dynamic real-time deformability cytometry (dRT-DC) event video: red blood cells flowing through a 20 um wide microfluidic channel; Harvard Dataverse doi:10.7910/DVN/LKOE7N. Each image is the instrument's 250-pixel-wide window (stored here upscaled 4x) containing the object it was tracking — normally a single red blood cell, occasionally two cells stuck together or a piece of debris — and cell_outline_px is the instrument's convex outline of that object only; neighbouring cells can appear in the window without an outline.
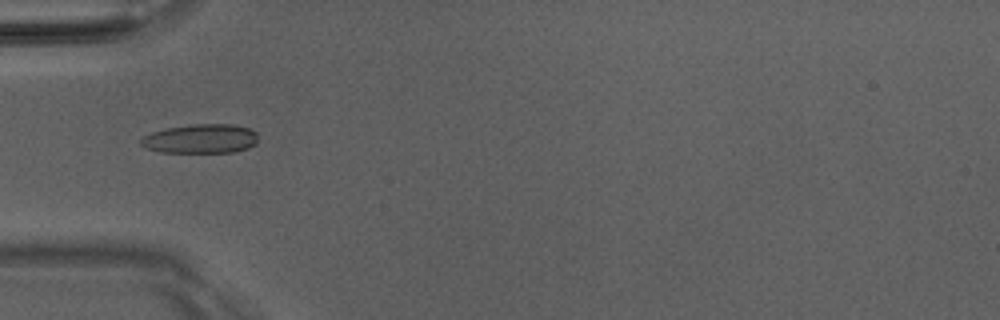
{"species": "Egyptian fruit bat (a non-hibernating species)", "species_latin": "Rousettus aegyptiacus", "temperature_condition": "room temperature", "stored_images_in_passage": 51, "camera_frame_rate_fps": 3000, "um_per_image_px": 0.085, "animal": {"sex": "male"}, "frame": {"image": 1, "passage_image": 17, "time_ms": 5.333, "image_size_px": [1000, 320], "cell_outline_px": [[256, 144], [248, 148], [232, 152], [160, 152], [144, 148], [140, 144], [140, 140], [144, 136], [152, 132], [164, 128], [192, 124], [232, 124], [248, 128], [256, 132]], "centroid_in_image_um": [17.02, 11.79], "position_along_channel_um": 68.0, "area_um2": 20.0}}
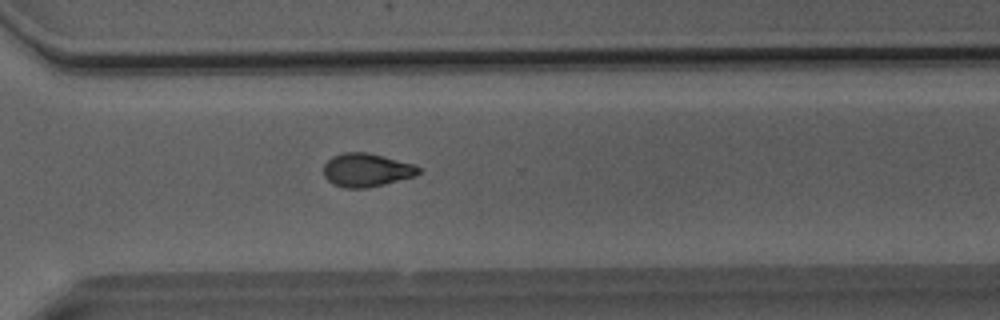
{"frame": {"image": 2, "passage_image": 37, "time_ms": 12.0, "image_size_px": [1000, 320], "cell_outline_px": [[424, 168], [416, 176], [368, 188], [344, 188], [332, 184], [324, 176], [324, 164], [332, 156], [344, 152], [368, 152], [416, 164]], "centroid_in_image_um": [31.19, 14.45], "position_along_channel_um": 339.4, "area_um2": 18.84}}
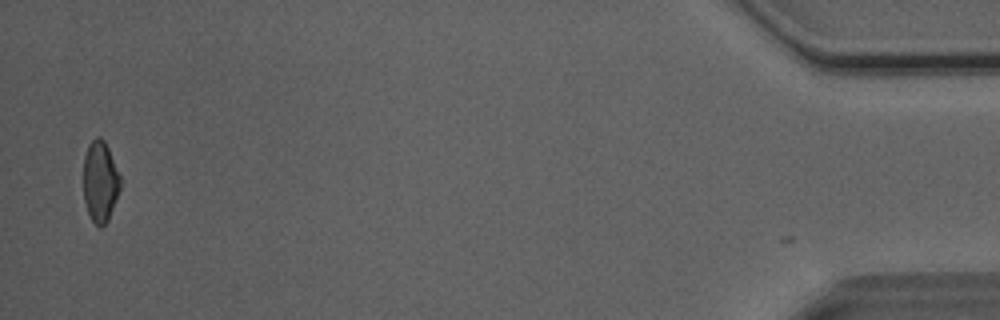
{"frame": {"image": 3, "passage_image": 50, "time_ms": 16.333, "image_size_px": [1000, 320], "cell_outline_px": [[120, 188], [108, 220], [100, 228], [92, 220], [88, 212], [84, 200], [84, 156], [88, 144], [96, 136], [100, 136], [104, 140], [108, 148], [120, 176]], "centroid_in_image_um": [8.5, 15.4], "position_along_channel_um": 426.7, "area_um2": 17.22}, "authors_computed_cell_mechanics": {"area_um2": 18.6694, "velocity_mm_per_s": 4.0801, "shape_relaxation_time_tau1_ms": 3.2024, "shape_relaxation_time_tau2_ms": 3.3977, "deformation_change_tau1": 0.1399, "deformation_change_tau2": 0.0996}}